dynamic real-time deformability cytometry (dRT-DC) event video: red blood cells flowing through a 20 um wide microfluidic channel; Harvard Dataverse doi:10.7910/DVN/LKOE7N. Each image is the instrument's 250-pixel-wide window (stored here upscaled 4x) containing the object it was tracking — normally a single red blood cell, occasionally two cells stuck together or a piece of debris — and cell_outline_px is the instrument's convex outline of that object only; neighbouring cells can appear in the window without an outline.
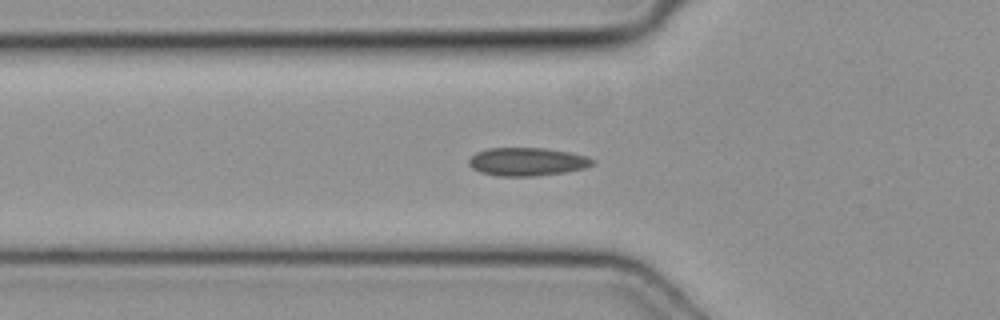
{"species": "common noctule bat (a hibernating species)", "species_latin": "Nyctalus noctula", "temperature_condition": "cold", "stored_images_in_passage": 50, "camera_frame_rate_fps": 3000, "um_per_image_px": 0.085, "animal": {"sex": "female", "body_mass_g": 19.3, "forearm_length_mm": 54.1}, "frame": {"image": 1, "passage_image": 17, "time_ms": 5.333, "image_size_px": [1000, 320], "cell_outline_px": [[596, 164], [584, 168], [564, 172], [536, 176], [496, 176], [480, 172], [472, 168], [468, 164], [468, 160], [476, 152], [488, 148], [544, 148], [572, 152], [588, 156], [596, 160]], "centroid_in_image_um": [44.84, 13.74], "position_along_channel_um": 81.0, "area_um2": 20.58}}
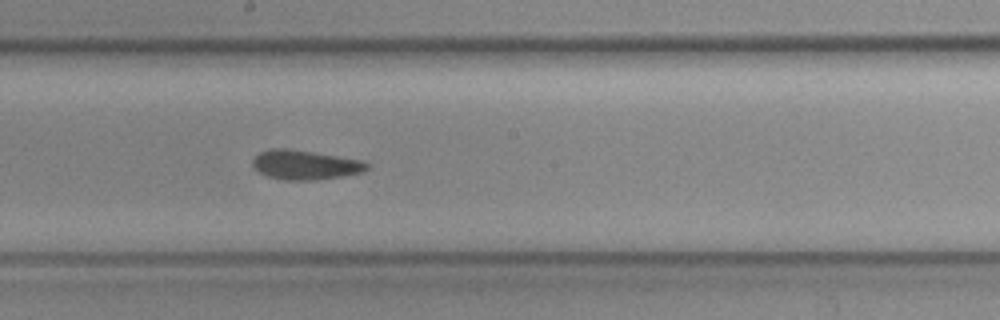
{"frame": {"image": 2, "passage_image": 27, "time_ms": 8.667, "image_size_px": [1000, 320], "cell_outline_px": [[368, 168], [364, 172], [316, 180], [284, 180], [268, 176], [260, 172], [252, 164], [252, 160], [260, 152], [268, 148], [288, 148], [364, 160], [368, 164]], "centroid_in_image_um": [25.95, 14.0], "position_along_channel_um": 222.3, "area_um2": 19.59}}
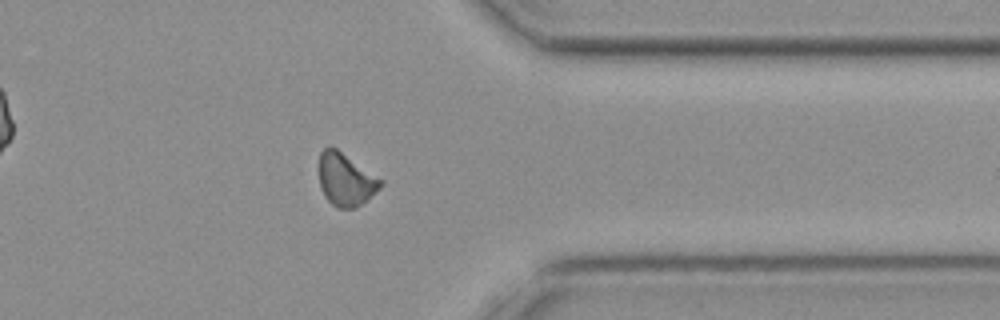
{"frame": {"image": 3, "passage_image": 39, "time_ms": 12.667, "image_size_px": [1000, 320], "cell_outline_px": [[384, 184], [380, 188], [360, 204], [352, 208], [336, 208], [324, 196], [320, 188], [320, 152], [328, 144], [336, 148], [384, 180]], "centroid_in_image_um": [29.38, 15.24], "position_along_channel_um": 382.0, "area_um2": 18.84}}